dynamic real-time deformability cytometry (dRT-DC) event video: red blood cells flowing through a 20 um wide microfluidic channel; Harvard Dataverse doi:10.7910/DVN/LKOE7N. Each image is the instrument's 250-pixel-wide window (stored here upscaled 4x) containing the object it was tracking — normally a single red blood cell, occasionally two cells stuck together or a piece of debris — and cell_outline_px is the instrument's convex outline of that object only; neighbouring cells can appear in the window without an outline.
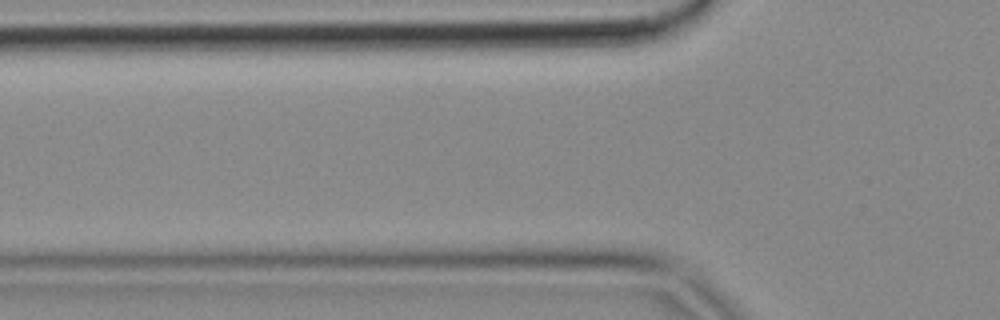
{"species": "common noctule bat (a hibernating species)", "species_latin": "Nyctalus noctula", "temperature_condition": "cold", "stored_images_in_passage": 7, "segment_of_instrument_passage": [2, 2], "camera_frame_rate_fps": 3000, "um_per_image_px": 0.085, "animal": {"sex": "female", "body_mass_g": 18.4}, "frame": {"image": 1, "passage_image": 7, "time_ms": 2.0, "image_size_px": [1000, 320], "cell_outline_px": [[616, 260], [604, 264], [496, 264], [480, 260], [480, 256], [508, 252], [616, 252]], "centroid_in_image_um": [46.79, 21.93], "position_along_channel_um": 79.0, "area_um2": 10.98}}